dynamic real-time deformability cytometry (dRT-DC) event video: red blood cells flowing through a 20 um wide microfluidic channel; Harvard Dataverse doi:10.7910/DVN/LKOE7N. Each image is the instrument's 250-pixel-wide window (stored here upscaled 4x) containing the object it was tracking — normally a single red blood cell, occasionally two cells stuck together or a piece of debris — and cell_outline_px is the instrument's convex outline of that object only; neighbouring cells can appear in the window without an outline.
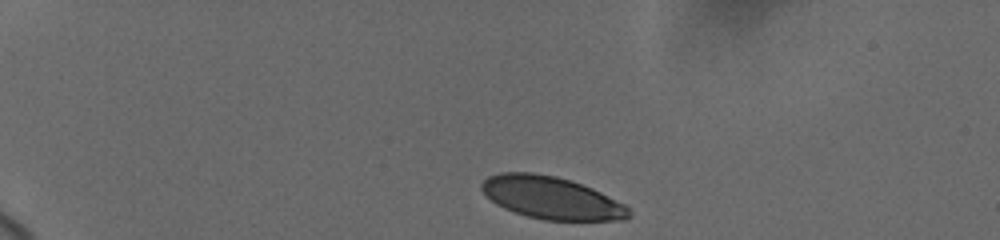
{"species": "human", "species_latin": "Homo sapiens", "temperature_condition": "cold", "stored_images_in_passage": 11, "camera_frame_rate_fps": 3000, "um_per_image_px": 0.085, "donor": {"sex": "female"}, "frame": {"image": 1, "passage_image": 1, "time_ms": 0.0, "image_size_px": [1000, 240], "cell_outline_px": [[632, 216], [624, 220], [544, 220], [528, 216], [504, 208], [496, 204], [480, 188], [480, 184], [488, 176], [500, 172], [532, 172], [556, 176], [592, 188], [624, 204], [628, 208]], "centroid_in_image_um": [46.86, 16.81], "position_along_channel_um": 38.1, "area_um2": 36.13}}